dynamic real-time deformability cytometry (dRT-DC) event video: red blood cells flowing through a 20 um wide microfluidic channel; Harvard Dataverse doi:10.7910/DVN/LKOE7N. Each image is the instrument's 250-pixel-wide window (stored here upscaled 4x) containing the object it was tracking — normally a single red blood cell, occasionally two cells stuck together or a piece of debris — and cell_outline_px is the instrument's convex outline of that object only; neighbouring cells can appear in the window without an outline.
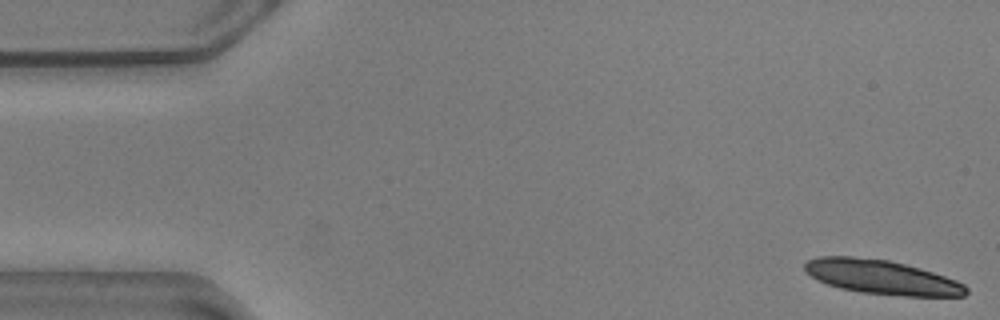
{"species": "common noctule bat (a hibernating species)", "species_latin": "Nyctalus noctula", "temperature_condition": "warm", "stored_images_in_passage": 14, "camera_frame_rate_fps": 3000, "um_per_image_px": 0.085, "animal": {"sex": "male", "body_mass_g": 20.5, "forearm_length_mm": 52.5}, "frame": {"image": 1, "passage_image": 1, "time_ms": 0.0, "image_size_px": [1000, 320], "cell_outline_px": [[968, 292], [964, 296], [904, 296], [860, 292], [840, 288], [828, 284], [812, 276], [804, 268], [804, 264], [808, 260], [816, 256], [852, 256], [888, 260], [920, 268], [956, 280], [964, 284], [968, 288]], "centroid_in_image_um": [74.96, 23.55], "position_along_channel_um": 10.0, "area_um2": 32.02}}